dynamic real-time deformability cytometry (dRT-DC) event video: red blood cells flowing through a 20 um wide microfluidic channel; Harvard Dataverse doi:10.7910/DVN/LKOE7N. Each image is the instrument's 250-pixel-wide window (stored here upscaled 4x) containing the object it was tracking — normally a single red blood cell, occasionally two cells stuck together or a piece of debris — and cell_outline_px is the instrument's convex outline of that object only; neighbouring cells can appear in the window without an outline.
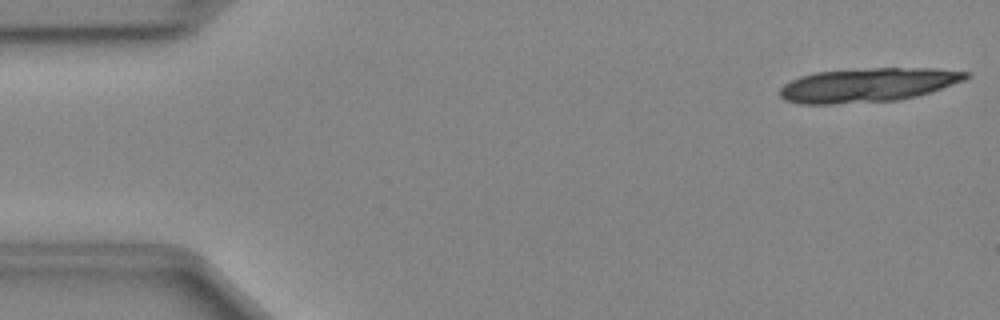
{"species": "Egyptian fruit bat (a non-hibernating species)", "species_latin": "Rousettus aegyptiacus", "temperature_condition": "cold", "stored_images_in_passage": 15, "camera_frame_rate_fps": 3000, "um_per_image_px": 0.085, "animal": {"sex": "female"}, "frame": {"image": 1, "passage_image": 1, "time_ms": 0.0, "image_size_px": [1000, 320], "cell_outline_px": [[972, 76], [964, 80], [916, 96], [900, 100], [836, 104], [800, 104], [784, 100], [780, 96], [780, 88], [784, 84], [800, 76], [816, 72], [868, 68], [936, 68], [968, 72]], "centroid_in_image_um": [73.74, 7.22], "position_along_channel_um": 11.3, "area_um2": 36.88}}